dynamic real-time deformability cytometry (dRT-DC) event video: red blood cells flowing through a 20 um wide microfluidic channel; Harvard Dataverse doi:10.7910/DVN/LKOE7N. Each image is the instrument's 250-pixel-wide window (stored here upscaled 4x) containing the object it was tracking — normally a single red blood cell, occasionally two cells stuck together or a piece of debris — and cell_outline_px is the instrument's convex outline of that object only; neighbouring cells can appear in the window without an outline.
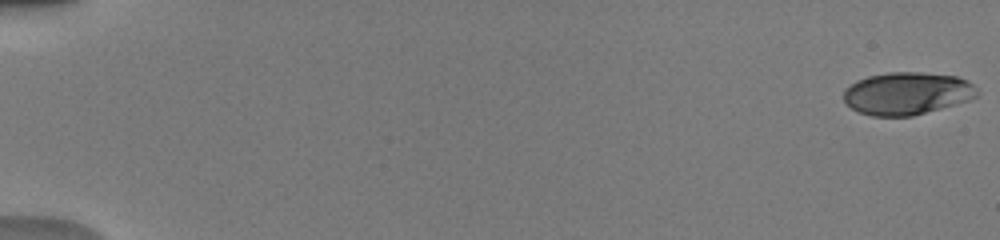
{"species": "human", "species_latin": "Homo sapiens", "temperature_condition": "warm", "stored_images_in_passage": 26, "camera_frame_rate_fps": 3000, "um_per_image_px": 0.085, "donor": {"sex": "male"}, "frame": {"image": 1, "passage_image": 1, "time_ms": 0.0, "image_size_px": [1000, 240], "cell_outline_px": [[980, 92], [976, 96], [968, 100], [912, 116], [872, 116], [860, 112], [852, 108], [844, 100], [844, 88], [856, 80], [868, 76], [888, 72], [920, 72], [956, 76], [968, 80]], "centroid_in_image_um": [77.08, 7.93], "position_along_channel_um": 7.9, "area_um2": 33.0}}
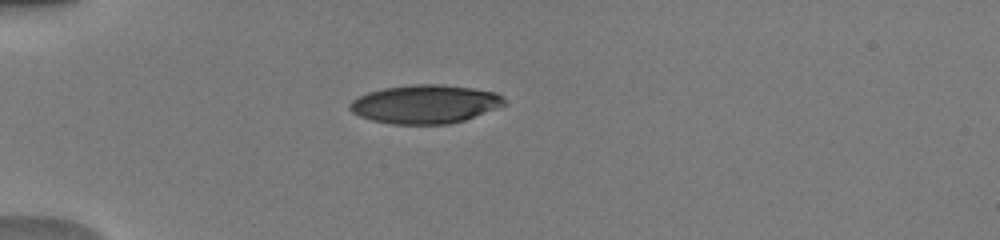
{"frame": {"image": 2, "passage_image": 18, "time_ms": 5.0, "image_size_px": [1000, 240], "cell_outline_px": [[504, 104], [496, 108], [464, 120], [448, 124], [392, 124], [372, 120], [360, 116], [352, 112], [348, 108], [348, 104], [356, 96], [368, 92], [384, 88], [412, 84], [440, 84], [472, 88], [496, 92], [504, 96]], "centroid_in_image_um": [36.09, 8.84], "position_along_channel_um": 48.9, "area_um2": 34.74}}
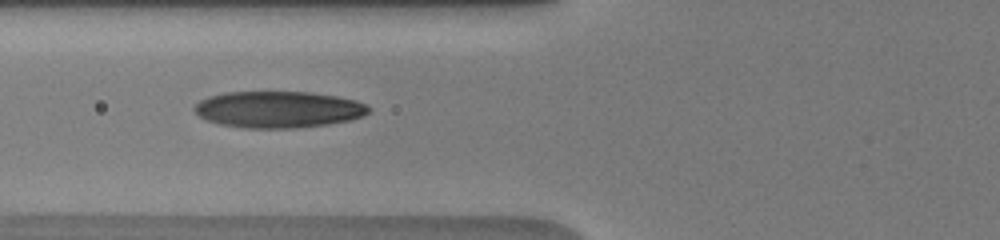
{"frame": {"image": 3, "passage_image": 25, "time_ms": 7.0, "image_size_px": [1000, 240], "cell_outline_px": [[372, 108], [364, 116], [352, 120], [328, 124], [296, 128], [244, 128], [220, 124], [208, 120], [200, 116], [192, 108], [200, 100], [208, 96], [224, 92], [312, 92], [336, 96], [356, 100]], "centroid_in_image_um": [23.68, 9.3], "position_along_channel_um": 102.1, "area_um2": 37.28}}